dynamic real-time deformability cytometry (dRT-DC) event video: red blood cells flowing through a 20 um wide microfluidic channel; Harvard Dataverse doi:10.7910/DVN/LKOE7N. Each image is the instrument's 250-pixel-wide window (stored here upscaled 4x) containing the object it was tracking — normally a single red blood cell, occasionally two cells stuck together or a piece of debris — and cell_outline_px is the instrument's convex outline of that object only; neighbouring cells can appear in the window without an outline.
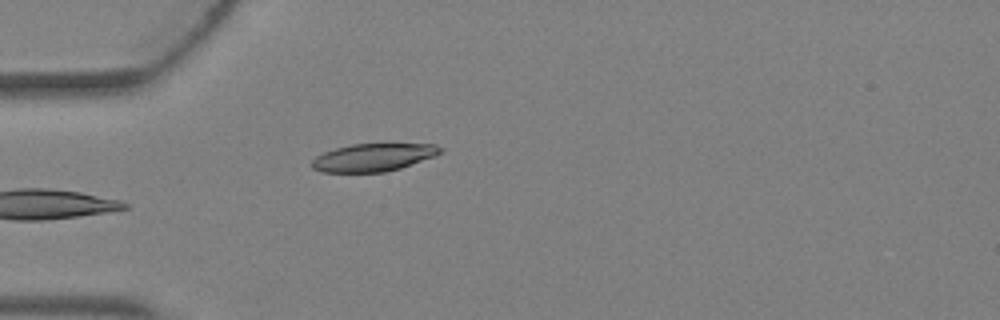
{"species": "Egyptian fruit bat (a non-hibernating species)", "species_latin": "Rousettus aegyptiacus", "temperature_condition": "warm", "stored_images_in_passage": 3, "camera_frame_rate_fps": 3000, "um_per_image_px": 0.085, "animal": {"sex": "female"}, "frame": {"image": 1, "passage_image": 3, "time_ms": 0.667, "image_size_px": [1000, 320], "cell_outline_px": [[444, 152], [436, 156], [400, 168], [384, 172], [320, 172], [312, 168], [312, 160], [316, 156], [324, 152], [336, 148], [352, 144], [436, 144], [444, 148]], "centroid_in_image_um": [31.77, 13.38], "position_along_channel_um": 53.2, "area_um2": 20.87}}